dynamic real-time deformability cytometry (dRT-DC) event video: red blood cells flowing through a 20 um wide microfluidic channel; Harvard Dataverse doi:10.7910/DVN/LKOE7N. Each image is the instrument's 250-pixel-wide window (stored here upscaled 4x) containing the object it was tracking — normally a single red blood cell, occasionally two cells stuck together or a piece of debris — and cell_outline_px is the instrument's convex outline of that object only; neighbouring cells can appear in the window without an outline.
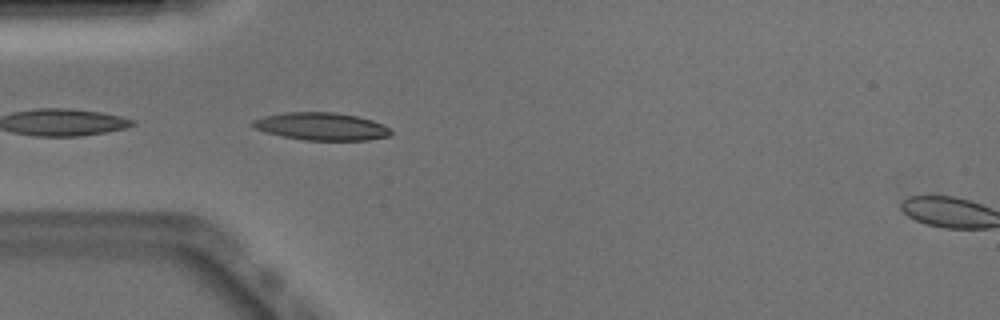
{"species": "Egyptian fruit bat (a non-hibernating species)", "species_latin": "Rousettus aegyptiacus", "temperature_condition": "warm", "stored_images_in_passage": 6, "camera_frame_rate_fps": 3000, "um_per_image_px": 0.085, "animal": {"sex": "male"}, "frame": {"image": 1, "passage_image": 1, "time_ms": 0.0, "image_size_px": [1000, 320], "cell_outline_px": [[392, 132], [388, 136], [368, 140], [304, 140], [284, 136], [268, 132], [256, 128], [252, 124], [252, 120], [264, 116], [284, 112], [336, 112], [356, 116], [372, 120], [384, 124]], "centroid_in_image_um": [27.34, 10.73], "position_along_channel_um": 57.7, "area_um2": 22.02}}